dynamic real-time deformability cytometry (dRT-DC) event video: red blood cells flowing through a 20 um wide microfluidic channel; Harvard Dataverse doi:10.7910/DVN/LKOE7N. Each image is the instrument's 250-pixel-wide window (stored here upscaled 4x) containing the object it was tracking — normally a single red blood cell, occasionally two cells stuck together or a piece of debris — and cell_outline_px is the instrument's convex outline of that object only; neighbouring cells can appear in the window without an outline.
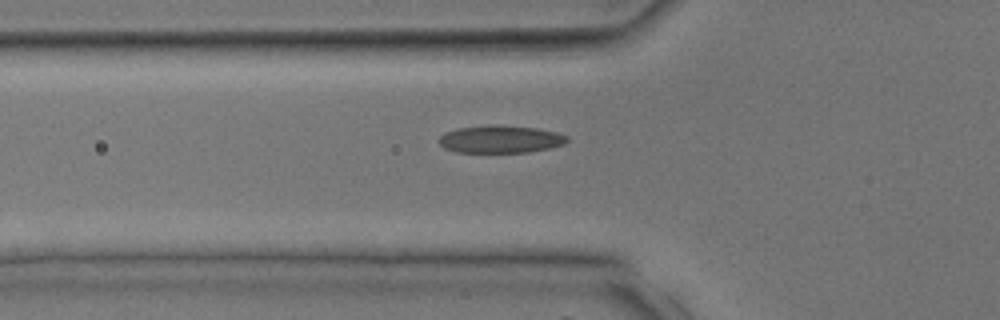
{"species": "common noctule bat (a hibernating species)", "species_latin": "Nyctalus noctula", "temperature_condition": "room temperature", "stored_images_in_passage": 38, "camera_frame_rate_fps": 3000, "um_per_image_px": 0.085, "animal": {"sex": "male", "body_mass_g": 17.9, "forearm_length_mm": 54.2}, "frame": {"image": 1, "passage_image": 14, "time_ms": 4.333, "image_size_px": [1000, 320], "cell_outline_px": [[568, 140], [564, 144], [548, 148], [528, 152], [456, 152], [444, 148], [436, 140], [444, 132], [460, 128], [492, 124], [536, 128], [556, 132], [568, 136]], "centroid_in_image_um": [42.5, 11.83], "position_along_channel_um": 83.3, "area_um2": 20.58}}
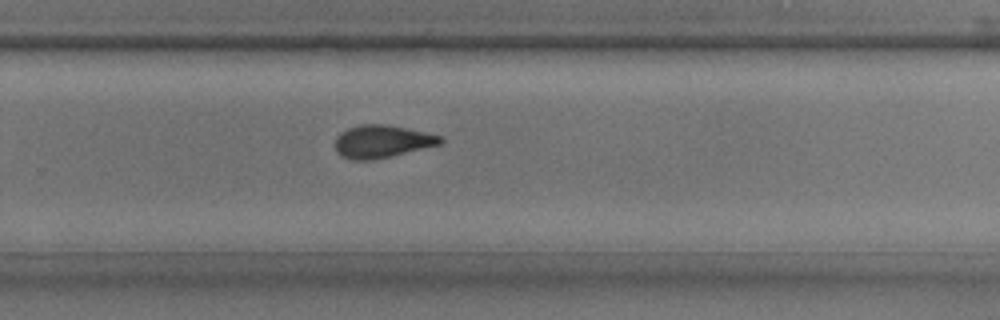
{"frame": {"image": 2, "passage_image": 26, "time_ms": 8.333, "image_size_px": [1000, 320], "cell_outline_px": [[444, 144], [372, 160], [352, 160], [340, 156], [336, 152], [336, 136], [340, 132], [348, 128], [364, 124], [384, 124], [444, 136]], "centroid_in_image_um": [32.49, 12.03], "position_along_channel_um": 297.3, "area_um2": 20.11}}
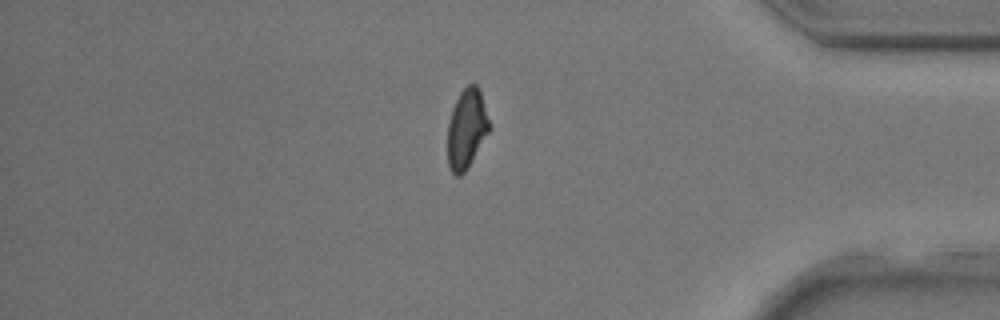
{"frame": {"image": 3, "passage_image": 33, "time_ms": 10.667, "image_size_px": [1000, 320], "cell_outline_px": [[492, 128], [468, 168], [460, 176], [456, 176], [452, 172], [448, 164], [448, 124], [452, 108], [460, 92], [468, 84], [476, 84], [480, 92], [492, 124]], "centroid_in_image_um": [39.69, 10.95], "position_along_channel_um": 395.5, "area_um2": 19.59}}